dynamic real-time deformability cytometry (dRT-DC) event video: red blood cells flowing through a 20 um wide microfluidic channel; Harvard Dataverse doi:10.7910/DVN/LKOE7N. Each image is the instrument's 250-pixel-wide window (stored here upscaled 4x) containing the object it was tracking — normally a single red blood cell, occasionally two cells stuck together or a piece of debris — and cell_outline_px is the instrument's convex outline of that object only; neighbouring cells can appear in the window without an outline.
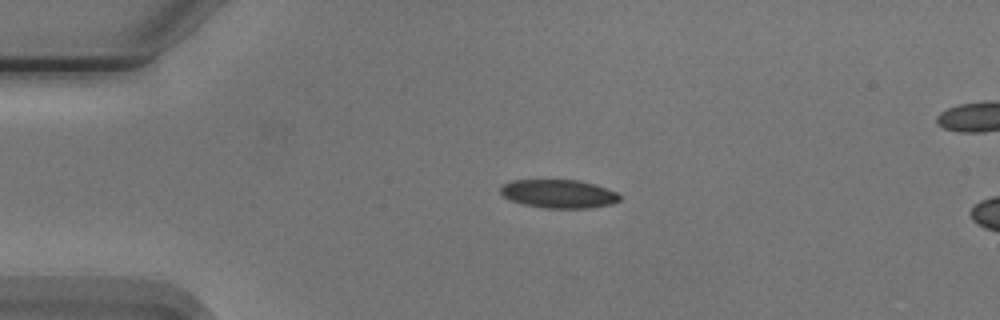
{"species": "Egyptian fruit bat (a non-hibernating species)", "species_latin": "Rousettus aegyptiacus", "temperature_condition": "cold", "stored_images_in_passage": 17, "camera_frame_rate_fps": 3000, "um_per_image_px": 0.085, "animal": {"sex": "male"}, "frame": {"image": 1, "passage_image": 12, "time_ms": 3.667, "image_size_px": [1000, 320], "cell_outline_px": [[620, 200], [612, 204], [592, 208], [544, 208], [524, 204], [512, 200], [504, 196], [500, 192], [500, 188], [504, 184], [512, 180], [580, 180], [616, 192], [620, 196]], "centroid_in_image_um": [47.5, 16.48], "position_along_channel_um": 37.5, "area_um2": 19.59}}